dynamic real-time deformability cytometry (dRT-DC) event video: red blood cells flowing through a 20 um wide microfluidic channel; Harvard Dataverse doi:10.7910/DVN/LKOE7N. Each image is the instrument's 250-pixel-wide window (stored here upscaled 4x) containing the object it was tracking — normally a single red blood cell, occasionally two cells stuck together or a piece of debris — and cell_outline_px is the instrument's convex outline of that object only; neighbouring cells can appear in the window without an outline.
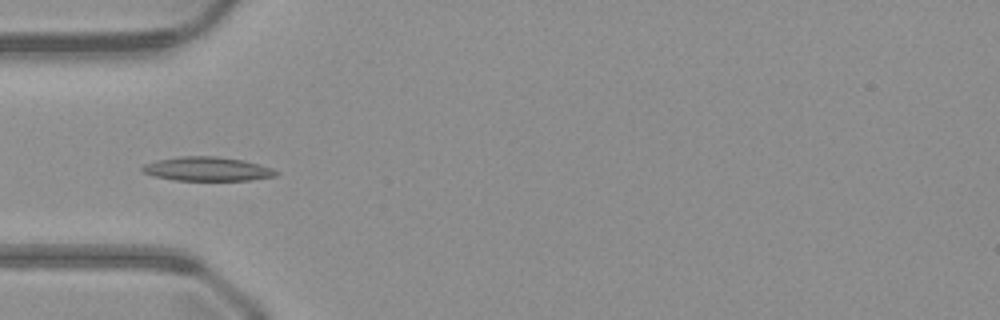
{"species": "common noctule bat (a hibernating species)", "species_latin": "Nyctalus noctula", "temperature_condition": "warm", "stored_images_in_passage": 16, "camera_frame_rate_fps": 3000, "um_per_image_px": 0.085, "animal": {"sex": "male", "body_mass_g": 23.1, "forearm_length_mm": 52.7}, "frame": {"image": 1, "passage_image": 5, "time_ms": 1.333, "image_size_px": [1000, 320], "cell_outline_px": [[280, 172], [276, 176], [248, 180], [176, 180], [152, 176], [144, 172], [140, 168], [144, 164], [156, 160], [180, 156], [216, 156], [244, 160], [260, 164], [272, 168]], "centroid_in_image_um": [17.62, 14.35], "position_along_channel_um": 67.4, "area_um2": 18.79}}
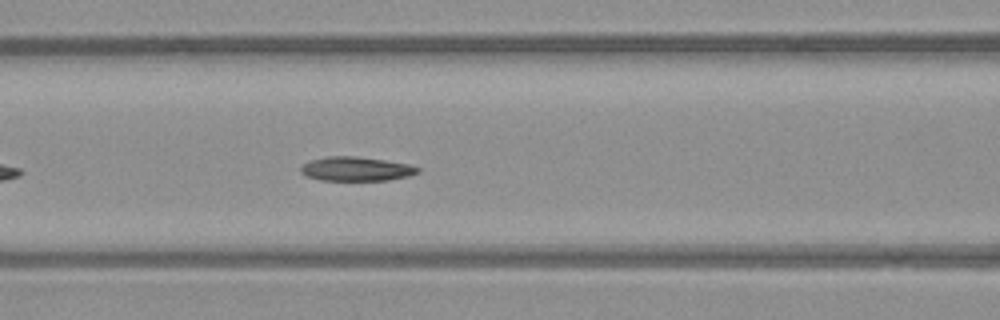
{"frame": {"image": 2, "passage_image": 10, "time_ms": 3.0, "image_size_px": [1000, 320], "cell_outline_px": [[420, 172], [408, 176], [388, 180], [320, 180], [308, 176], [300, 172], [300, 168], [304, 164], [312, 160], [324, 156], [356, 156], [384, 160], [408, 164], [420, 168]], "centroid_in_image_um": [30.28, 14.35], "position_along_channel_um": 136.3, "area_um2": 16.36}}